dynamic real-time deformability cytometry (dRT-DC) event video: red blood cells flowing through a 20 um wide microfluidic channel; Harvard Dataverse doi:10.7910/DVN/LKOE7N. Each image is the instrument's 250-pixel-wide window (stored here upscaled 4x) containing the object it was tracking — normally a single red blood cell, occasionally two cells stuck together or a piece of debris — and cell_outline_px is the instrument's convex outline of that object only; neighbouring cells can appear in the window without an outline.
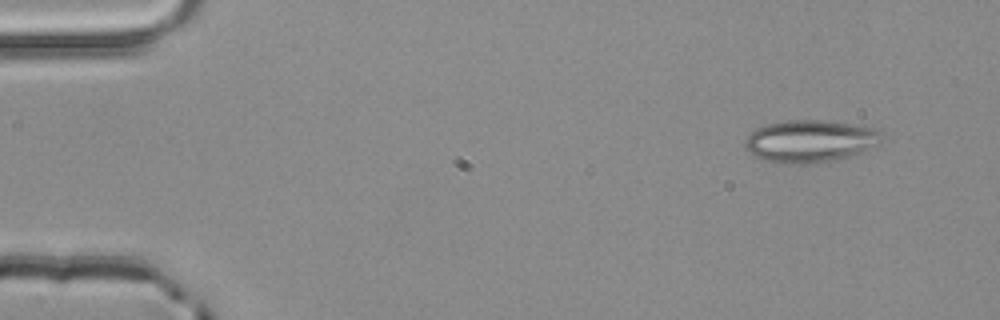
{"species": "common noctule bat (a hibernating species)", "species_latin": "Nyctalus noctula", "temperature_condition": "room temperature", "stored_images_in_passage": 3, "camera_frame_rate_fps": 3000, "um_per_image_px": 0.085, "animal": {"sex": "male", "body_mass_g": 20.4}, "frame": {"image": 1, "passage_image": 1, "time_ms": 0.0, "image_size_px": [1000, 320], "cell_outline_px": [[880, 140], [876, 144], [860, 152], [828, 160], [768, 160], [756, 156], [744, 148], [744, 140], [756, 128], [768, 124], [788, 120], [824, 120], [872, 128], [876, 132]], "centroid_in_image_um": [68.77, 11.92], "position_along_channel_um": 16.2, "area_um2": 31.44}}